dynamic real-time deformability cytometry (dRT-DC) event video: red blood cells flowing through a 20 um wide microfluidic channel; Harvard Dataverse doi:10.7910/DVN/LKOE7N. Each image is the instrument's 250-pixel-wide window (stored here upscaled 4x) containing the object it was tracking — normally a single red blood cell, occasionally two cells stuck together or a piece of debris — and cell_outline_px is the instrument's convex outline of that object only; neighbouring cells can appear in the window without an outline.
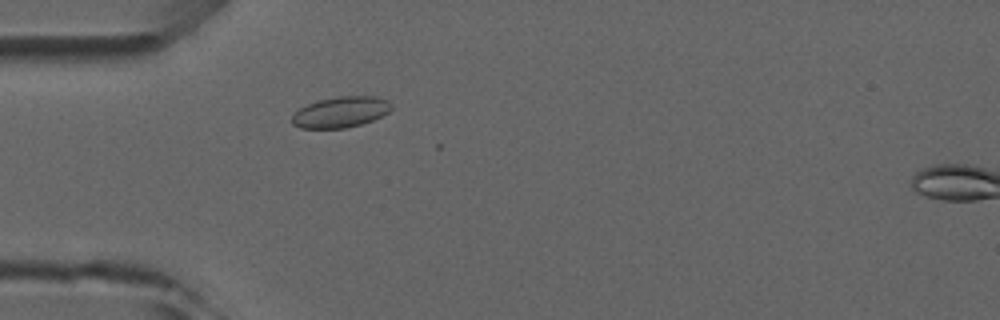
{"species": "common noctule bat (a hibernating species)", "species_latin": "Nyctalus noctula", "temperature_condition": "room temperature", "stored_images_in_passage": 4, "camera_frame_rate_fps": 3000, "um_per_image_px": 0.085, "animal": {"sex": "male", "forearm_length_mm": 52.5}, "frame": {"image": 1, "passage_image": 3, "time_ms": 2.333, "image_size_px": [1000, 320], "cell_outline_px": [[392, 108], [388, 112], [372, 120], [360, 124], [344, 128], [300, 128], [292, 124], [292, 116], [300, 108], [316, 100], [340, 96], [376, 96], [388, 100], [392, 104]], "centroid_in_image_um": [28.96, 9.51], "position_along_channel_um": 56.0, "area_um2": 17.8}}